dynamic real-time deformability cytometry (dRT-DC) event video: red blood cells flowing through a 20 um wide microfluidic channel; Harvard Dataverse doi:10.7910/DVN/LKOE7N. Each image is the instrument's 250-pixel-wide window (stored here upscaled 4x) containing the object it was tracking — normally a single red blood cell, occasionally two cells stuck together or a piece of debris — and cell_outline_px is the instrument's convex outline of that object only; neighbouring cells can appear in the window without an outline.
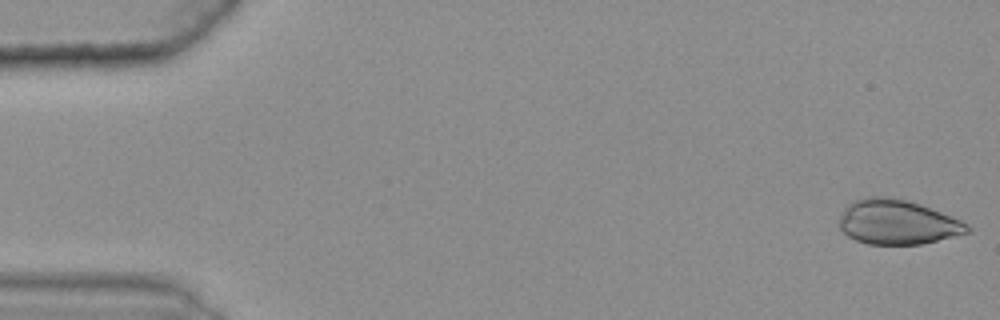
{"species": "common noctule bat (a hibernating species)", "species_latin": "Nyctalus noctula", "temperature_condition": "warm", "stored_images_in_passage": 46, "camera_frame_rate_fps": 3000, "um_per_image_px": 0.085, "animal": {"sex": "female", "body_mass_g": 25.1}, "frame": {"image": 1, "passage_image": 1, "time_ms": 0.0, "image_size_px": [1000, 320], "cell_outline_px": [[972, 232], [920, 244], [868, 244], [856, 240], [848, 236], [840, 228], [840, 216], [844, 208], [852, 200], [868, 196], [888, 196], [908, 200], [920, 204], [960, 220], [968, 224], [972, 228]], "centroid_in_image_um": [76.27, 18.87], "position_along_channel_um": 8.7, "area_um2": 33.35}}